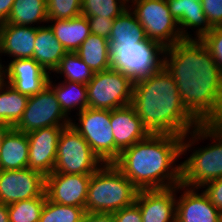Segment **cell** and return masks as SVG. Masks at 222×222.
Here are the masks:
<instances>
[{
	"label": "cell",
	"mask_w": 222,
	"mask_h": 222,
	"mask_svg": "<svg viewBox=\"0 0 222 222\" xmlns=\"http://www.w3.org/2000/svg\"><path fill=\"white\" fill-rule=\"evenodd\" d=\"M163 66L199 123H222V72L201 39H183L165 48Z\"/></svg>",
	"instance_id": "cell-1"
},
{
	"label": "cell",
	"mask_w": 222,
	"mask_h": 222,
	"mask_svg": "<svg viewBox=\"0 0 222 222\" xmlns=\"http://www.w3.org/2000/svg\"><path fill=\"white\" fill-rule=\"evenodd\" d=\"M182 136L149 134L120 152L113 164L138 190L167 189L180 184ZM177 164V165H176Z\"/></svg>",
	"instance_id": "cell-2"
},
{
	"label": "cell",
	"mask_w": 222,
	"mask_h": 222,
	"mask_svg": "<svg viewBox=\"0 0 222 222\" xmlns=\"http://www.w3.org/2000/svg\"><path fill=\"white\" fill-rule=\"evenodd\" d=\"M132 105L150 134L183 137L200 124L183 105L176 81L164 66L134 82Z\"/></svg>",
	"instance_id": "cell-3"
},
{
	"label": "cell",
	"mask_w": 222,
	"mask_h": 222,
	"mask_svg": "<svg viewBox=\"0 0 222 222\" xmlns=\"http://www.w3.org/2000/svg\"><path fill=\"white\" fill-rule=\"evenodd\" d=\"M208 139L212 141L211 144L195 148L194 145H198L199 141ZM189 151L192 152L189 157L180 162V184L201 188L204 184L222 177V123H200L184 135L181 156L190 153Z\"/></svg>",
	"instance_id": "cell-4"
},
{
	"label": "cell",
	"mask_w": 222,
	"mask_h": 222,
	"mask_svg": "<svg viewBox=\"0 0 222 222\" xmlns=\"http://www.w3.org/2000/svg\"><path fill=\"white\" fill-rule=\"evenodd\" d=\"M138 189L113 164L104 163L91 175L85 211L114 213L135 202Z\"/></svg>",
	"instance_id": "cell-5"
},
{
	"label": "cell",
	"mask_w": 222,
	"mask_h": 222,
	"mask_svg": "<svg viewBox=\"0 0 222 222\" xmlns=\"http://www.w3.org/2000/svg\"><path fill=\"white\" fill-rule=\"evenodd\" d=\"M164 51L160 43L148 38L136 44H110L111 69L120 71L136 82L163 67Z\"/></svg>",
	"instance_id": "cell-6"
},
{
	"label": "cell",
	"mask_w": 222,
	"mask_h": 222,
	"mask_svg": "<svg viewBox=\"0 0 222 222\" xmlns=\"http://www.w3.org/2000/svg\"><path fill=\"white\" fill-rule=\"evenodd\" d=\"M129 3L149 40L167 48L184 39L166 0H129Z\"/></svg>",
	"instance_id": "cell-7"
},
{
	"label": "cell",
	"mask_w": 222,
	"mask_h": 222,
	"mask_svg": "<svg viewBox=\"0 0 222 222\" xmlns=\"http://www.w3.org/2000/svg\"><path fill=\"white\" fill-rule=\"evenodd\" d=\"M134 81L114 69L95 72L87 84L88 107L113 110L132 104Z\"/></svg>",
	"instance_id": "cell-8"
},
{
	"label": "cell",
	"mask_w": 222,
	"mask_h": 222,
	"mask_svg": "<svg viewBox=\"0 0 222 222\" xmlns=\"http://www.w3.org/2000/svg\"><path fill=\"white\" fill-rule=\"evenodd\" d=\"M71 118L74 128L103 163L115 161V139L111 127V110L86 108ZM77 122V123H76Z\"/></svg>",
	"instance_id": "cell-9"
},
{
	"label": "cell",
	"mask_w": 222,
	"mask_h": 222,
	"mask_svg": "<svg viewBox=\"0 0 222 222\" xmlns=\"http://www.w3.org/2000/svg\"><path fill=\"white\" fill-rule=\"evenodd\" d=\"M103 164L74 128L69 125L62 130L53 172L72 175L93 174Z\"/></svg>",
	"instance_id": "cell-10"
},
{
	"label": "cell",
	"mask_w": 222,
	"mask_h": 222,
	"mask_svg": "<svg viewBox=\"0 0 222 222\" xmlns=\"http://www.w3.org/2000/svg\"><path fill=\"white\" fill-rule=\"evenodd\" d=\"M70 121L53 89L47 85L39 93L29 96L22 118L14 128L27 134L44 127H67Z\"/></svg>",
	"instance_id": "cell-11"
},
{
	"label": "cell",
	"mask_w": 222,
	"mask_h": 222,
	"mask_svg": "<svg viewBox=\"0 0 222 222\" xmlns=\"http://www.w3.org/2000/svg\"><path fill=\"white\" fill-rule=\"evenodd\" d=\"M45 193V176L30 168L0 170V203L10 205L41 197Z\"/></svg>",
	"instance_id": "cell-12"
},
{
	"label": "cell",
	"mask_w": 222,
	"mask_h": 222,
	"mask_svg": "<svg viewBox=\"0 0 222 222\" xmlns=\"http://www.w3.org/2000/svg\"><path fill=\"white\" fill-rule=\"evenodd\" d=\"M92 174L52 172L45 177V193L55 203L85 208Z\"/></svg>",
	"instance_id": "cell-13"
},
{
	"label": "cell",
	"mask_w": 222,
	"mask_h": 222,
	"mask_svg": "<svg viewBox=\"0 0 222 222\" xmlns=\"http://www.w3.org/2000/svg\"><path fill=\"white\" fill-rule=\"evenodd\" d=\"M3 80L21 94L33 96L48 85L50 74L33 58L7 61Z\"/></svg>",
	"instance_id": "cell-14"
},
{
	"label": "cell",
	"mask_w": 222,
	"mask_h": 222,
	"mask_svg": "<svg viewBox=\"0 0 222 222\" xmlns=\"http://www.w3.org/2000/svg\"><path fill=\"white\" fill-rule=\"evenodd\" d=\"M65 127H44L27 133L28 168L48 176L54 170L60 134Z\"/></svg>",
	"instance_id": "cell-15"
},
{
	"label": "cell",
	"mask_w": 222,
	"mask_h": 222,
	"mask_svg": "<svg viewBox=\"0 0 222 222\" xmlns=\"http://www.w3.org/2000/svg\"><path fill=\"white\" fill-rule=\"evenodd\" d=\"M180 184L167 189L138 190L135 203L142 222H176V202Z\"/></svg>",
	"instance_id": "cell-16"
},
{
	"label": "cell",
	"mask_w": 222,
	"mask_h": 222,
	"mask_svg": "<svg viewBox=\"0 0 222 222\" xmlns=\"http://www.w3.org/2000/svg\"><path fill=\"white\" fill-rule=\"evenodd\" d=\"M177 196L176 222H222V213L200 188L180 184ZM201 190V193H199Z\"/></svg>",
	"instance_id": "cell-17"
},
{
	"label": "cell",
	"mask_w": 222,
	"mask_h": 222,
	"mask_svg": "<svg viewBox=\"0 0 222 222\" xmlns=\"http://www.w3.org/2000/svg\"><path fill=\"white\" fill-rule=\"evenodd\" d=\"M110 123L115 139V160L121 151L150 134L132 104L111 110Z\"/></svg>",
	"instance_id": "cell-18"
},
{
	"label": "cell",
	"mask_w": 222,
	"mask_h": 222,
	"mask_svg": "<svg viewBox=\"0 0 222 222\" xmlns=\"http://www.w3.org/2000/svg\"><path fill=\"white\" fill-rule=\"evenodd\" d=\"M170 14L177 20L184 39H201L212 28L210 27L201 0H166ZM190 30L193 34H190ZM194 37H193V36Z\"/></svg>",
	"instance_id": "cell-19"
},
{
	"label": "cell",
	"mask_w": 222,
	"mask_h": 222,
	"mask_svg": "<svg viewBox=\"0 0 222 222\" xmlns=\"http://www.w3.org/2000/svg\"><path fill=\"white\" fill-rule=\"evenodd\" d=\"M36 34L37 27L1 23L0 60L3 54L11 60L33 58Z\"/></svg>",
	"instance_id": "cell-20"
},
{
	"label": "cell",
	"mask_w": 222,
	"mask_h": 222,
	"mask_svg": "<svg viewBox=\"0 0 222 222\" xmlns=\"http://www.w3.org/2000/svg\"><path fill=\"white\" fill-rule=\"evenodd\" d=\"M29 142L27 134L11 127L4 135L0 151V170L28 168Z\"/></svg>",
	"instance_id": "cell-21"
},
{
	"label": "cell",
	"mask_w": 222,
	"mask_h": 222,
	"mask_svg": "<svg viewBox=\"0 0 222 222\" xmlns=\"http://www.w3.org/2000/svg\"><path fill=\"white\" fill-rule=\"evenodd\" d=\"M67 53L57 40L49 24L37 27L33 59L50 75L58 67L60 60Z\"/></svg>",
	"instance_id": "cell-22"
},
{
	"label": "cell",
	"mask_w": 222,
	"mask_h": 222,
	"mask_svg": "<svg viewBox=\"0 0 222 222\" xmlns=\"http://www.w3.org/2000/svg\"><path fill=\"white\" fill-rule=\"evenodd\" d=\"M47 23L67 52H76L91 34L88 19L83 15L71 19H48Z\"/></svg>",
	"instance_id": "cell-23"
},
{
	"label": "cell",
	"mask_w": 222,
	"mask_h": 222,
	"mask_svg": "<svg viewBox=\"0 0 222 222\" xmlns=\"http://www.w3.org/2000/svg\"><path fill=\"white\" fill-rule=\"evenodd\" d=\"M52 79L50 76L48 85L53 89L62 111L68 118H72L69 116L72 111L77 110L76 114H78L88 108L87 85L61 80L55 83Z\"/></svg>",
	"instance_id": "cell-24"
},
{
	"label": "cell",
	"mask_w": 222,
	"mask_h": 222,
	"mask_svg": "<svg viewBox=\"0 0 222 222\" xmlns=\"http://www.w3.org/2000/svg\"><path fill=\"white\" fill-rule=\"evenodd\" d=\"M76 53L94 73L111 69L110 43L102 36L90 34Z\"/></svg>",
	"instance_id": "cell-25"
},
{
	"label": "cell",
	"mask_w": 222,
	"mask_h": 222,
	"mask_svg": "<svg viewBox=\"0 0 222 222\" xmlns=\"http://www.w3.org/2000/svg\"><path fill=\"white\" fill-rule=\"evenodd\" d=\"M47 21V0H15L6 23L39 27Z\"/></svg>",
	"instance_id": "cell-26"
},
{
	"label": "cell",
	"mask_w": 222,
	"mask_h": 222,
	"mask_svg": "<svg viewBox=\"0 0 222 222\" xmlns=\"http://www.w3.org/2000/svg\"><path fill=\"white\" fill-rule=\"evenodd\" d=\"M28 99L29 96L3 80L0 83V124L14 127L22 118Z\"/></svg>",
	"instance_id": "cell-27"
},
{
	"label": "cell",
	"mask_w": 222,
	"mask_h": 222,
	"mask_svg": "<svg viewBox=\"0 0 222 222\" xmlns=\"http://www.w3.org/2000/svg\"><path fill=\"white\" fill-rule=\"evenodd\" d=\"M144 28L135 14L127 8L120 16L114 18L109 36L110 44H136L146 39Z\"/></svg>",
	"instance_id": "cell-28"
},
{
	"label": "cell",
	"mask_w": 222,
	"mask_h": 222,
	"mask_svg": "<svg viewBox=\"0 0 222 222\" xmlns=\"http://www.w3.org/2000/svg\"><path fill=\"white\" fill-rule=\"evenodd\" d=\"M53 73L60 74L64 79L62 81H73L84 85H87L94 75L91 68L76 52H67Z\"/></svg>",
	"instance_id": "cell-29"
},
{
	"label": "cell",
	"mask_w": 222,
	"mask_h": 222,
	"mask_svg": "<svg viewBox=\"0 0 222 222\" xmlns=\"http://www.w3.org/2000/svg\"><path fill=\"white\" fill-rule=\"evenodd\" d=\"M46 193L41 197L21 200L8 205L10 222H39L46 201Z\"/></svg>",
	"instance_id": "cell-30"
},
{
	"label": "cell",
	"mask_w": 222,
	"mask_h": 222,
	"mask_svg": "<svg viewBox=\"0 0 222 222\" xmlns=\"http://www.w3.org/2000/svg\"><path fill=\"white\" fill-rule=\"evenodd\" d=\"M85 208L61 205L46 198L39 222H81Z\"/></svg>",
	"instance_id": "cell-31"
},
{
	"label": "cell",
	"mask_w": 222,
	"mask_h": 222,
	"mask_svg": "<svg viewBox=\"0 0 222 222\" xmlns=\"http://www.w3.org/2000/svg\"><path fill=\"white\" fill-rule=\"evenodd\" d=\"M127 8L129 0H82L81 13L85 17L99 16L117 18Z\"/></svg>",
	"instance_id": "cell-32"
},
{
	"label": "cell",
	"mask_w": 222,
	"mask_h": 222,
	"mask_svg": "<svg viewBox=\"0 0 222 222\" xmlns=\"http://www.w3.org/2000/svg\"><path fill=\"white\" fill-rule=\"evenodd\" d=\"M82 0H47L48 19H71L82 15Z\"/></svg>",
	"instance_id": "cell-33"
},
{
	"label": "cell",
	"mask_w": 222,
	"mask_h": 222,
	"mask_svg": "<svg viewBox=\"0 0 222 222\" xmlns=\"http://www.w3.org/2000/svg\"><path fill=\"white\" fill-rule=\"evenodd\" d=\"M201 41L206 45L219 70L222 72V27H213L201 38Z\"/></svg>",
	"instance_id": "cell-34"
},
{
	"label": "cell",
	"mask_w": 222,
	"mask_h": 222,
	"mask_svg": "<svg viewBox=\"0 0 222 222\" xmlns=\"http://www.w3.org/2000/svg\"><path fill=\"white\" fill-rule=\"evenodd\" d=\"M201 4L210 27H222V0H201Z\"/></svg>",
	"instance_id": "cell-35"
},
{
	"label": "cell",
	"mask_w": 222,
	"mask_h": 222,
	"mask_svg": "<svg viewBox=\"0 0 222 222\" xmlns=\"http://www.w3.org/2000/svg\"><path fill=\"white\" fill-rule=\"evenodd\" d=\"M87 19L91 34L109 39L114 22L112 17L89 16Z\"/></svg>",
	"instance_id": "cell-36"
},
{
	"label": "cell",
	"mask_w": 222,
	"mask_h": 222,
	"mask_svg": "<svg viewBox=\"0 0 222 222\" xmlns=\"http://www.w3.org/2000/svg\"><path fill=\"white\" fill-rule=\"evenodd\" d=\"M200 189L210 202L222 213V177L204 184Z\"/></svg>",
	"instance_id": "cell-37"
},
{
	"label": "cell",
	"mask_w": 222,
	"mask_h": 222,
	"mask_svg": "<svg viewBox=\"0 0 222 222\" xmlns=\"http://www.w3.org/2000/svg\"><path fill=\"white\" fill-rule=\"evenodd\" d=\"M112 214L115 218V222H142L139 206L135 202Z\"/></svg>",
	"instance_id": "cell-38"
},
{
	"label": "cell",
	"mask_w": 222,
	"mask_h": 222,
	"mask_svg": "<svg viewBox=\"0 0 222 222\" xmlns=\"http://www.w3.org/2000/svg\"><path fill=\"white\" fill-rule=\"evenodd\" d=\"M81 222H115V218L112 213L86 212Z\"/></svg>",
	"instance_id": "cell-39"
},
{
	"label": "cell",
	"mask_w": 222,
	"mask_h": 222,
	"mask_svg": "<svg viewBox=\"0 0 222 222\" xmlns=\"http://www.w3.org/2000/svg\"><path fill=\"white\" fill-rule=\"evenodd\" d=\"M15 0H0V24L8 20Z\"/></svg>",
	"instance_id": "cell-40"
},
{
	"label": "cell",
	"mask_w": 222,
	"mask_h": 222,
	"mask_svg": "<svg viewBox=\"0 0 222 222\" xmlns=\"http://www.w3.org/2000/svg\"><path fill=\"white\" fill-rule=\"evenodd\" d=\"M0 222H10L8 214V205L0 203Z\"/></svg>",
	"instance_id": "cell-41"
},
{
	"label": "cell",
	"mask_w": 222,
	"mask_h": 222,
	"mask_svg": "<svg viewBox=\"0 0 222 222\" xmlns=\"http://www.w3.org/2000/svg\"><path fill=\"white\" fill-rule=\"evenodd\" d=\"M10 128L11 127H9L5 124H0V151H1V146H2L3 139H4V135Z\"/></svg>",
	"instance_id": "cell-42"
},
{
	"label": "cell",
	"mask_w": 222,
	"mask_h": 222,
	"mask_svg": "<svg viewBox=\"0 0 222 222\" xmlns=\"http://www.w3.org/2000/svg\"><path fill=\"white\" fill-rule=\"evenodd\" d=\"M5 64L2 63V60H0V83L3 81V66Z\"/></svg>",
	"instance_id": "cell-43"
}]
</instances>
